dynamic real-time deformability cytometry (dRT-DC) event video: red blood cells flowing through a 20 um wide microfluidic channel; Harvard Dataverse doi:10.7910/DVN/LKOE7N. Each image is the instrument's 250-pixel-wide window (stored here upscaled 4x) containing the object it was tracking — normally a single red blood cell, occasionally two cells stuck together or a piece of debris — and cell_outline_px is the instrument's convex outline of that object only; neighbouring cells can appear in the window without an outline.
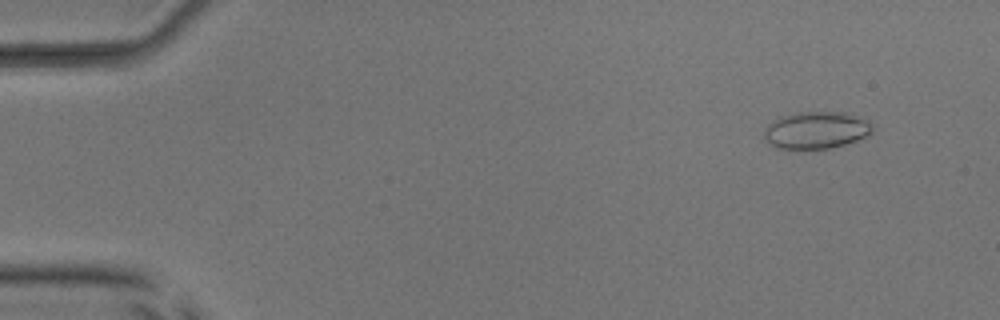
{"species": "common noctule bat (a hibernating species)", "species_latin": "Nyctalus noctula", "temperature_condition": "room temperature", "stored_images_in_passage": 52, "camera_frame_rate_fps": 3000, "um_per_image_px": 0.085, "animal": {"sex": "male", "body_mass_g": 17.9, "forearm_length_mm": 54.2}, "frame": {"image": 1, "passage_image": 5, "time_ms": 1.333, "image_size_px": [1000, 320], "cell_outline_px": [[872, 132], [868, 136], [844, 144], [828, 148], [776, 148], [768, 144], [764, 140], [764, 132], [768, 124], [780, 116], [796, 112], [844, 112], [864, 120], [872, 124]], "centroid_in_image_um": [69.33, 11.06], "position_along_channel_um": 15.7, "area_um2": 23.24}}
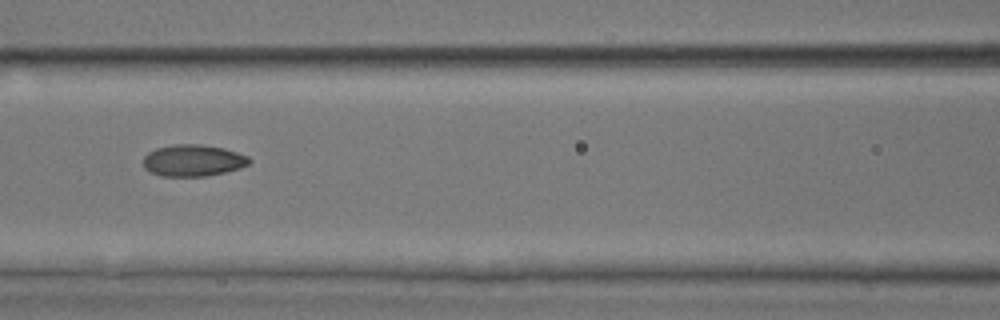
{"frame": {"image": 2, "passage_image": 24, "time_ms": 7.667, "image_size_px": [1000, 320], "cell_outline_px": [[252, 160], [248, 164], [240, 168], [224, 172], [204, 176], [160, 176], [144, 168], [144, 156], [148, 152], [156, 148], [176, 144], [200, 144], [224, 148], [248, 156]], "centroid_in_image_um": [16.41, 13.63], "position_along_channel_um": 150.2, "area_um2": 19.48}}
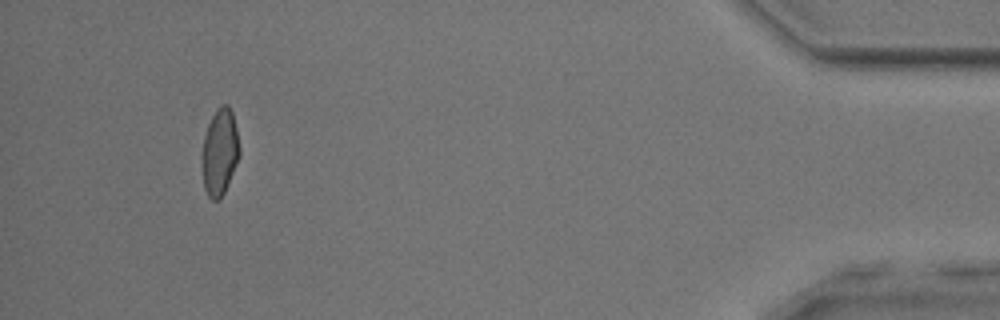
{"frame": {"image": 3, "passage_image": 49, "time_ms": 16.0, "image_size_px": [1000, 320], "cell_outline_px": [[240, 152], [236, 164], [224, 192], [220, 200], [212, 200], [208, 196], [204, 188], [200, 164], [204, 136], [208, 124], [216, 108], [220, 104], [228, 104], [232, 112], [236, 128], [240, 148]], "centroid_in_image_um": [18.65, 12.92], "position_along_channel_um": 416.6, "area_um2": 19.13}, "authors_computed_cell_mechanics": {"area_um2": 19.5075, "velocity_mm_per_s": 3.9986, "shape_relaxation_time_tau1_ms": 8.2211, "shape_relaxation_time_tau2_ms": 1.8586, "deformation_change_tau1": 0.1648, "deformation_change_tau2": 0.052}}